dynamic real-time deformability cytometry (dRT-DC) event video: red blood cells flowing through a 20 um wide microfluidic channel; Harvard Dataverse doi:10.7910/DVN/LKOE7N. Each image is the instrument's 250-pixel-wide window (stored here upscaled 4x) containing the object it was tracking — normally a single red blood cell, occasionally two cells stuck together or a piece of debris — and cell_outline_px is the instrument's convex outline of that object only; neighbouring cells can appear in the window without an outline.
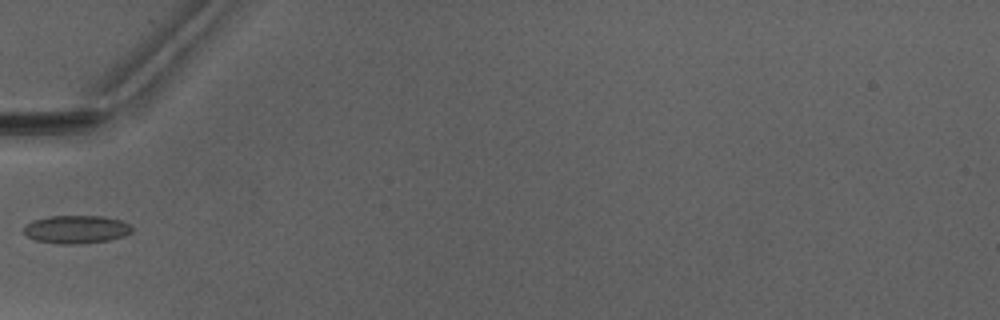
{"species": "Egyptian fruit bat (a non-hibernating species)", "species_latin": "Rousettus aegyptiacus", "temperature_condition": "warm", "stored_images_in_passage": 2, "segment_of_instrument_passage": [2, 2], "camera_frame_rate_fps": 3000, "um_per_image_px": 0.085, "animal": {"sex": "male"}, "frame": {"image": 1, "passage_image": 2, "time_ms": 1.333, "image_size_px": [1000, 320], "cell_outline_px": [[132, 232], [124, 236], [108, 240], [80, 244], [56, 244], [36, 240], [28, 236], [24, 232], [24, 228], [28, 224], [36, 220], [48, 216], [100, 216], [120, 220], [128, 224], [132, 228]], "centroid_in_image_um": [6.5, 19.5], "position_along_channel_um": 78.5, "area_um2": 17.51}}